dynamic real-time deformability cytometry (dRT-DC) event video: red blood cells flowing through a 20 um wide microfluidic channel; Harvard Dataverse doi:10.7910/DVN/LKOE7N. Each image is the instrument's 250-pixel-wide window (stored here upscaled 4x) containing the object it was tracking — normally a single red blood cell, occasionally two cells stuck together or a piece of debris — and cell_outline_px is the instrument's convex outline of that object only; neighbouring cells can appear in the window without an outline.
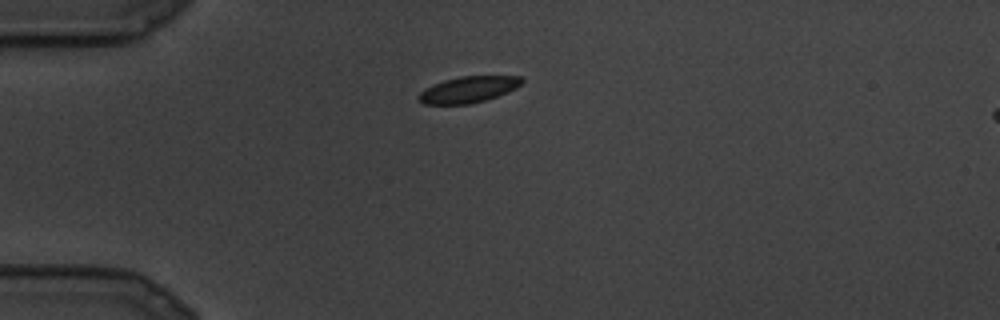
{"species": "common noctule bat (a hibernating species)", "species_latin": "Nyctalus noctula", "temperature_condition": "cold", "stored_images_in_passage": 9, "camera_frame_rate_fps": 3000, "um_per_image_px": 0.085, "animal": {"sex": "male", "body_mass_g": 19.5, "forearm_length_mm": 54.6}, "frame": {"image": 1, "passage_image": 1, "time_ms": 0.0, "image_size_px": [1000, 320], "cell_outline_px": [[524, 80], [516, 88], [508, 92], [484, 100], [468, 104], [424, 104], [416, 96], [424, 88], [444, 80], [460, 76], [520, 76]], "centroid_in_image_um": [39.79, 7.6], "position_along_channel_um": 45.2, "area_um2": 15.66}}
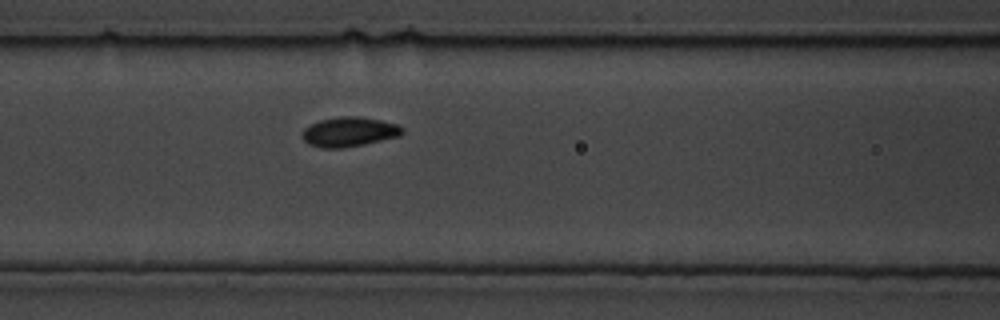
{"frame": {"image": 2, "passage_image": 6, "time_ms": 1.667, "image_size_px": [1000, 320], "cell_outline_px": [[404, 132], [400, 136], [364, 144], [344, 148], [320, 148], [308, 144], [300, 136], [304, 128], [320, 120], [340, 116], [360, 116], [380, 120], [396, 124], [404, 128]], "centroid_in_image_um": [29.67, 11.21], "position_along_channel_um": 136.9, "area_um2": 17.4}}
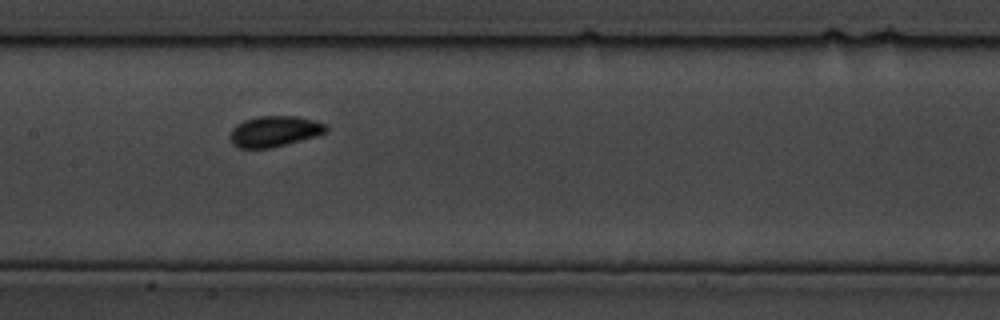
{"frame": {"image": 3, "passage_image": 8, "time_ms": 2.333, "image_size_px": [1000, 320], "cell_outline_px": [[328, 132], [316, 136], [272, 148], [240, 148], [232, 144], [228, 136], [232, 128], [236, 124], [244, 120], [260, 116], [296, 116], [312, 120], [324, 124], [328, 128]], "centroid_in_image_um": [23.29, 11.17], "position_along_channel_um": 184.1, "area_um2": 17.28}}